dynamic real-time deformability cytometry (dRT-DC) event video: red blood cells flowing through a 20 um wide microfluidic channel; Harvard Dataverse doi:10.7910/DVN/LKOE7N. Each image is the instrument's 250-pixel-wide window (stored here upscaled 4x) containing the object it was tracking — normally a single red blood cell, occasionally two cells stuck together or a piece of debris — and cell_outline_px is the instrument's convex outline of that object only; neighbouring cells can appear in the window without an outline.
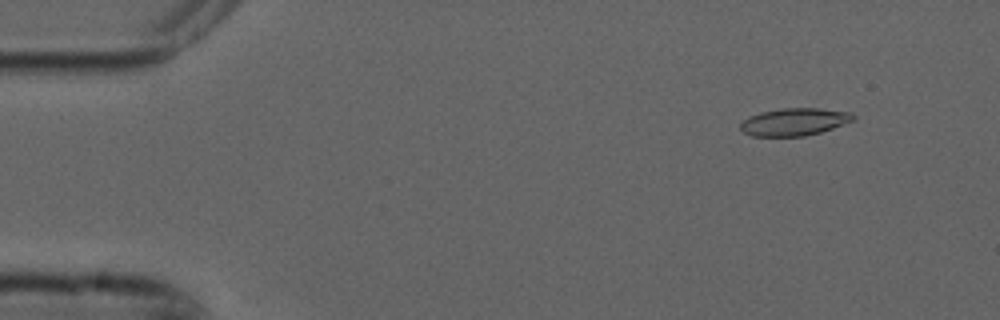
{"species": "common noctule bat (a hibernating species)", "species_latin": "Nyctalus noctula", "temperature_condition": "cold", "stored_images_in_passage": 16, "camera_frame_rate_fps": 3000, "um_per_image_px": 0.085, "animal": {"sex": "male", "forearm_length_mm": 52.5}, "frame": {"image": 1, "passage_image": 6, "time_ms": 1.667, "image_size_px": [1000, 320], "cell_outline_px": [[856, 120], [820, 132], [804, 136], [752, 136], [744, 132], [740, 128], [740, 124], [748, 116], [760, 112], [784, 108], [820, 108], [852, 112], [856, 116]], "centroid_in_image_um": [67.55, 10.35], "position_along_channel_um": 17.5, "area_um2": 18.15}}